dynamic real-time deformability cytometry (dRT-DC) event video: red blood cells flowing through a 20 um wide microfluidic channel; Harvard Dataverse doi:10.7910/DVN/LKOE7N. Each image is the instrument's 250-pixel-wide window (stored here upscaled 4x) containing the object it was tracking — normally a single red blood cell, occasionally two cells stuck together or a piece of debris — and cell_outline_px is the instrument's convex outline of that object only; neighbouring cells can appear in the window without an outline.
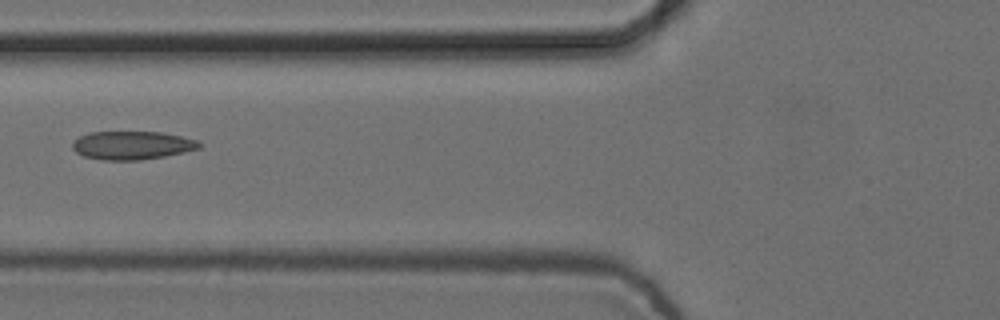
{"species": "common noctule bat (a hibernating species)", "species_latin": "Nyctalus noctula", "temperature_condition": "cold", "stored_images_in_passage": 6, "camera_frame_rate_fps": 3000, "um_per_image_px": 0.085, "animal": {"sex": "female", "body_mass_g": 24.6, "forearm_length_mm": 56.2}, "frame": {"image": 1, "passage_image": 6, "time_ms": 1.667, "image_size_px": [1000, 320], "cell_outline_px": [[204, 144], [200, 148], [184, 152], [164, 156], [140, 160], [104, 160], [84, 156], [76, 152], [72, 148], [72, 144], [80, 136], [88, 132], [160, 132], [180, 136], [196, 140]], "centroid_in_image_um": [11.24, 12.35], "position_along_channel_um": 114.6, "area_um2": 20.87}}